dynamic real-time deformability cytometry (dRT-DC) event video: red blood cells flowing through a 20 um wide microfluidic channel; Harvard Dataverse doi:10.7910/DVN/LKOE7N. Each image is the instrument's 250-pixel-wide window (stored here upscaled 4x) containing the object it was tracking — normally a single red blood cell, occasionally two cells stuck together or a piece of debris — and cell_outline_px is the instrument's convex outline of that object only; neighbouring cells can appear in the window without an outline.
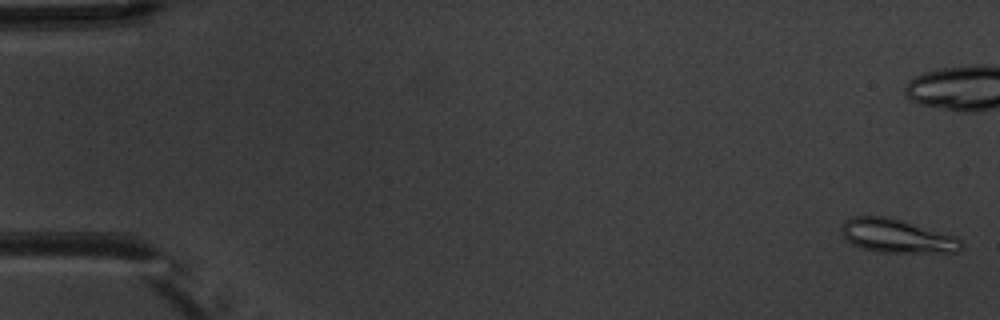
{"species": "common noctule bat (a hibernating species)", "species_latin": "Nyctalus noctula", "temperature_condition": "warm", "stored_images_in_passage": 10, "camera_frame_rate_fps": 3000, "um_per_image_px": 0.085, "animal": {"sex": "male", "body_mass_g": 20.1, "forearm_length_mm": 53.5}, "frame": {"image": 1, "passage_image": 1, "time_ms": 0.0, "image_size_px": [1000, 320], "cell_outline_px": [[964, 248], [960, 252], [876, 252], [860, 248], [844, 240], [840, 232], [840, 224], [844, 220], [852, 216], [888, 216], [956, 236], [964, 244]], "centroid_in_image_um": [76.18, 20.05], "position_along_channel_um": 8.8, "area_um2": 23.99}}
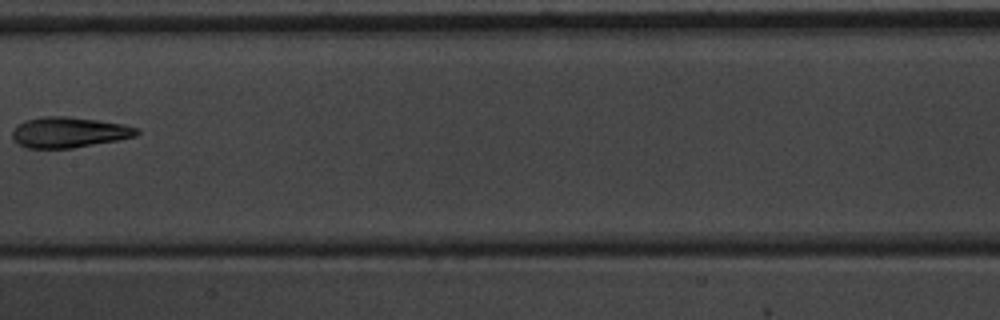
{"frame": {"image": 2, "passage_image": 9, "time_ms": 10.333, "image_size_px": [1000, 320], "cell_outline_px": [[140, 132], [136, 136], [116, 140], [72, 148], [28, 148], [12, 140], [12, 128], [24, 120], [44, 116], [68, 116], [124, 124], [140, 128]], "centroid_in_image_um": [5.84, 11.24], "position_along_channel_um": 201.6, "area_um2": 22.25}}
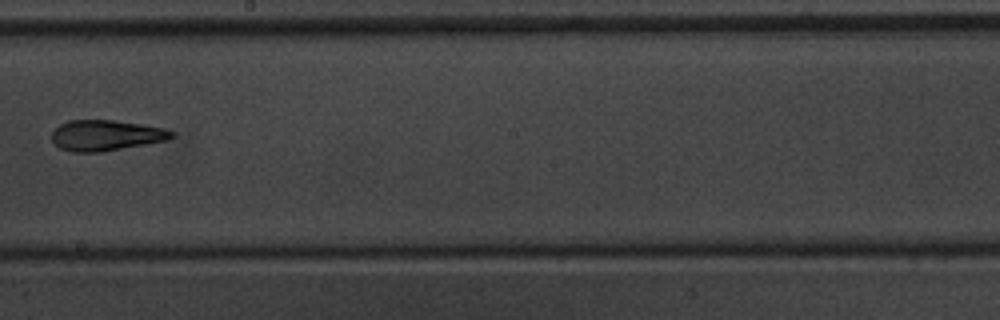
{"frame": {"image": 3, "passage_image": 10, "time_ms": 11.333, "image_size_px": [1000, 320], "cell_outline_px": [[176, 136], [168, 140], [148, 144], [100, 152], [72, 152], [60, 148], [52, 140], [52, 132], [60, 124], [68, 120], [116, 120], [164, 128], [172, 132]], "centroid_in_image_um": [9.01, 11.5], "position_along_channel_um": 239.2, "area_um2": 21.44}}